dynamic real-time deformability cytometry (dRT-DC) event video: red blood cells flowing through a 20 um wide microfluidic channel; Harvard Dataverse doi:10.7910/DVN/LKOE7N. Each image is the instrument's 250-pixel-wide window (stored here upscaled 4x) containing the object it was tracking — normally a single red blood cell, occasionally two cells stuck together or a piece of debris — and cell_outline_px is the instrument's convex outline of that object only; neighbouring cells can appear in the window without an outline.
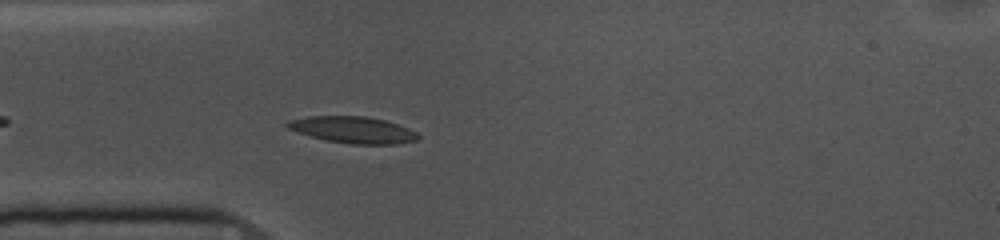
{"species": "common noctule bat (a hibernating species)", "species_latin": "Nyctalus noctula", "temperature_condition": "cold", "stored_images_in_passage": 45, "camera_frame_rate_fps": 3000, "um_per_image_px": 0.085, "animal": {"sex": "female", "body_mass_g": 10.0, "forearm_length_mm": 53.1}, "frame": {"image": 1, "passage_image": 5, "time_ms": 1.333, "image_size_px": [1000, 240], "cell_outline_px": [[420, 136], [416, 140], [396, 144], [348, 144], [328, 140], [312, 136], [288, 128], [284, 124], [288, 120], [308, 116], [364, 116], [384, 120], [408, 128], [416, 132]], "centroid_in_image_um": [30.0, 11.03], "position_along_channel_um": 55.0, "area_um2": 20.0}}
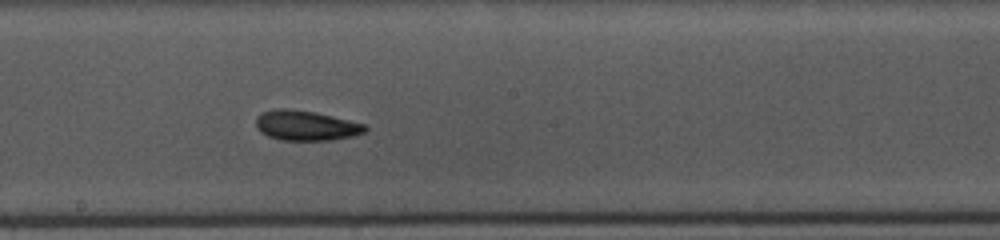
{"frame": {"image": 2, "passage_image": 19, "time_ms": 6.0, "image_size_px": [1000, 240], "cell_outline_px": [[368, 128], [364, 132], [352, 136], [332, 140], [280, 140], [268, 136], [260, 132], [256, 128], [256, 116], [260, 112], [276, 108], [288, 108], [316, 112], [364, 124]], "centroid_in_image_um": [25.95, 10.66], "position_along_channel_um": 222.3, "area_um2": 19.19}}
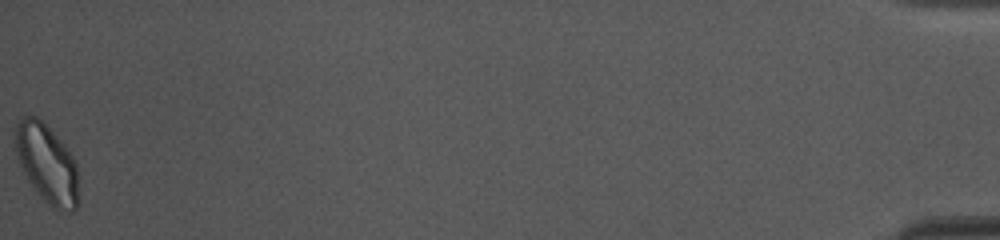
{"frame": {"image": 3, "passage_image": 45, "time_ms": 14.667, "image_size_px": [1000, 240], "cell_outline_px": [[76, 208], [72, 212], [64, 212], [52, 208], [40, 196], [28, 180], [20, 164], [16, 152], [16, 124], [24, 116], [36, 116], [64, 144], [72, 156], [76, 164]], "centroid_in_image_um": [3.98, 13.93], "position_along_channel_um": 431.2, "area_um2": 28.26}, "authors_computed_cell_mechanics": {"area_um2": 19.1896, "velocity_mm_per_s": 3.6285, "shape_relaxation_time_tau1_ms": 2.414, "shape_relaxation_time_tau2_ms": 2.6339, "deformation_change_tau1": 0.1021, "deformation_change_tau2": 0.0807}}